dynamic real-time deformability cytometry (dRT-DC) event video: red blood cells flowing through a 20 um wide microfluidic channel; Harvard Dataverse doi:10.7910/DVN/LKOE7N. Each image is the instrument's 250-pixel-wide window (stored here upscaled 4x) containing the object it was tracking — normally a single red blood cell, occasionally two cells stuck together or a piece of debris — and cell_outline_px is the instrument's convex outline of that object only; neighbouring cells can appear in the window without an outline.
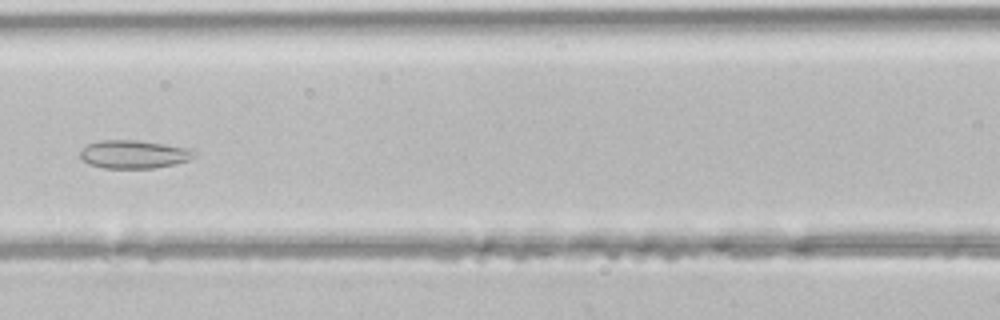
{"species": "common noctule bat (a hibernating species)", "species_latin": "Nyctalus noctula", "temperature_condition": "room temperature", "stored_images_in_passage": 45, "segment_of_instrument_passage": [1, 2], "camera_frame_rate_fps": 3000, "um_per_image_px": 0.085, "animal": {"sex": "male", "body_mass_g": 21.5, "forearm_length_mm": 52.0}, "frame": {"image": 1, "passage_image": 20, "time_ms": 6.333, "image_size_px": [1000, 320], "cell_outline_px": [[196, 156], [188, 160], [176, 164], [152, 168], [104, 168], [88, 164], [80, 160], [80, 152], [88, 144], [100, 140], [136, 140], [164, 144], [188, 148], [196, 152]], "centroid_in_image_um": [11.36, 13.12], "position_along_channel_um": 155.2, "area_um2": 18.79}}
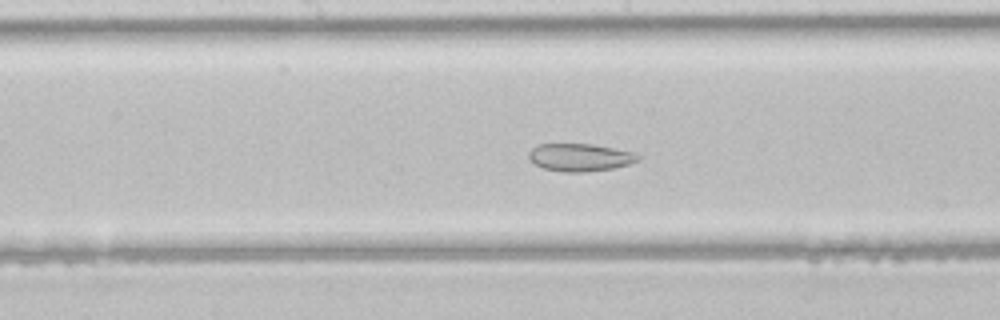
{"frame": {"image": 2, "passage_image": 23, "time_ms": 7.333, "image_size_px": [1000, 320], "cell_outline_px": [[640, 160], [628, 164], [612, 168], [584, 172], [564, 172], [544, 168], [528, 160], [528, 152], [536, 144], [592, 144], [632, 152], [640, 156]], "centroid_in_image_um": [49.25, 13.37], "position_along_channel_um": 198.9, "area_um2": 17.51}}
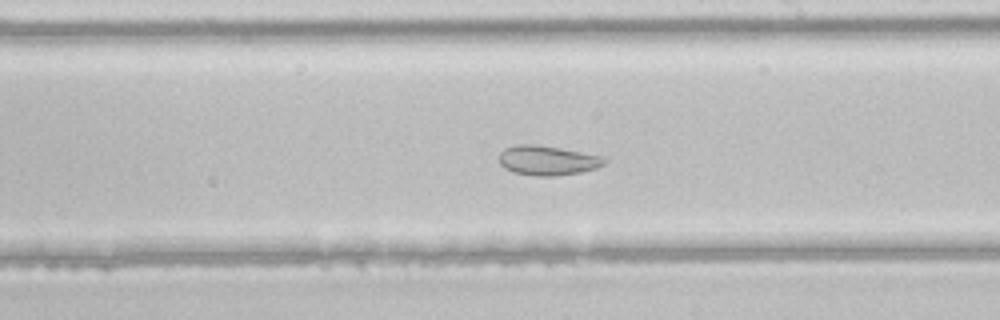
{"frame": {"image": 3, "passage_image": 26, "time_ms": 8.333, "image_size_px": [1000, 320], "cell_outline_px": [[608, 160], [604, 164], [596, 168], [580, 172], [556, 176], [536, 176], [512, 172], [504, 168], [500, 164], [500, 152], [504, 148], [516, 144], [532, 144], [560, 148], [604, 156]], "centroid_in_image_um": [46.54, 13.63], "position_along_channel_um": 242.5, "area_um2": 18.26}}